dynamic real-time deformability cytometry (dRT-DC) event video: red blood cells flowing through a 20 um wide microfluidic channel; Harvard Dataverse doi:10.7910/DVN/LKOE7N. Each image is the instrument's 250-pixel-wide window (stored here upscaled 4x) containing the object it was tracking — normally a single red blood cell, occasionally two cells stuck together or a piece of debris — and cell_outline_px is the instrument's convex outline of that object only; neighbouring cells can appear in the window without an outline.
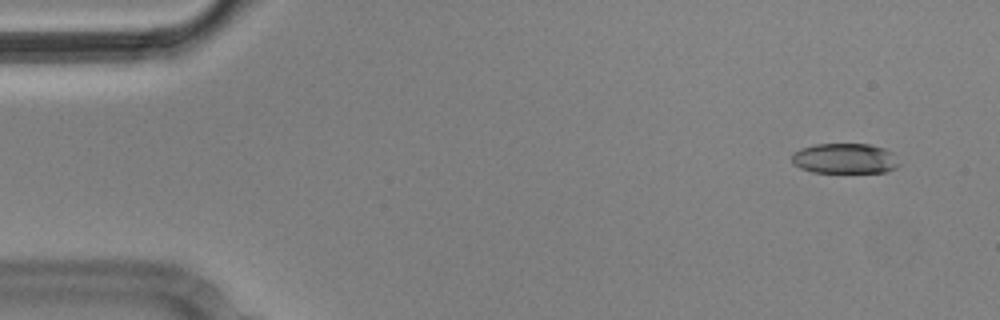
{"species": "Egyptian fruit bat (a non-hibernating species)", "species_latin": "Rousettus aegyptiacus", "temperature_condition": "cold", "stored_images_in_passage": 5, "camera_frame_rate_fps": 3000, "um_per_image_px": 0.085, "animal": {"sex": "male"}, "frame": {"image": 1, "passage_image": 1, "time_ms": 0.0, "image_size_px": [1000, 320], "cell_outline_px": [[900, 164], [896, 168], [888, 172], [812, 172], [800, 168], [792, 164], [792, 152], [800, 148], [816, 144], [868, 144], [884, 148], [892, 152]], "centroid_in_image_um": [71.79, 13.47], "position_along_channel_um": 13.2, "area_um2": 19.07}}